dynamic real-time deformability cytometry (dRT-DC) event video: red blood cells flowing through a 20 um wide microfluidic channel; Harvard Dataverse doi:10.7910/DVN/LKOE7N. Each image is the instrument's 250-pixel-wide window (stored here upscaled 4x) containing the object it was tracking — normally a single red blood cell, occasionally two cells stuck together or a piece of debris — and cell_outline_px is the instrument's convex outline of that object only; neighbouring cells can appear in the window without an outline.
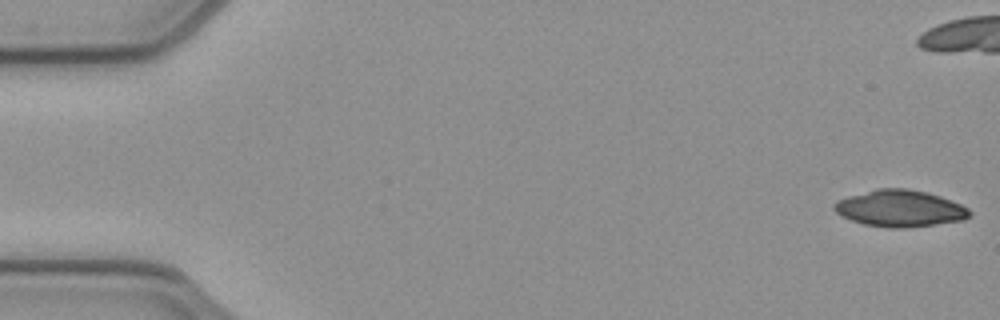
{"species": "common noctule bat (a hibernating species)", "species_latin": "Nyctalus noctula", "temperature_condition": "cold", "stored_images_in_passage": 52, "camera_frame_rate_fps": 3000, "um_per_image_px": 0.085, "animal": {"sex": "female", "body_mass_g": 21.9}, "frame": {"image": 1, "passage_image": 1, "time_ms": 0.0, "image_size_px": [1000, 320], "cell_outline_px": [[972, 212], [964, 220], [904, 228], [888, 228], [864, 224], [852, 220], [836, 212], [832, 208], [832, 204], [836, 200], [848, 196], [876, 188], [908, 188], [928, 192], [940, 196], [960, 204], [968, 208]], "centroid_in_image_um": [76.47, 17.7], "position_along_channel_um": 8.5, "area_um2": 28.96}}